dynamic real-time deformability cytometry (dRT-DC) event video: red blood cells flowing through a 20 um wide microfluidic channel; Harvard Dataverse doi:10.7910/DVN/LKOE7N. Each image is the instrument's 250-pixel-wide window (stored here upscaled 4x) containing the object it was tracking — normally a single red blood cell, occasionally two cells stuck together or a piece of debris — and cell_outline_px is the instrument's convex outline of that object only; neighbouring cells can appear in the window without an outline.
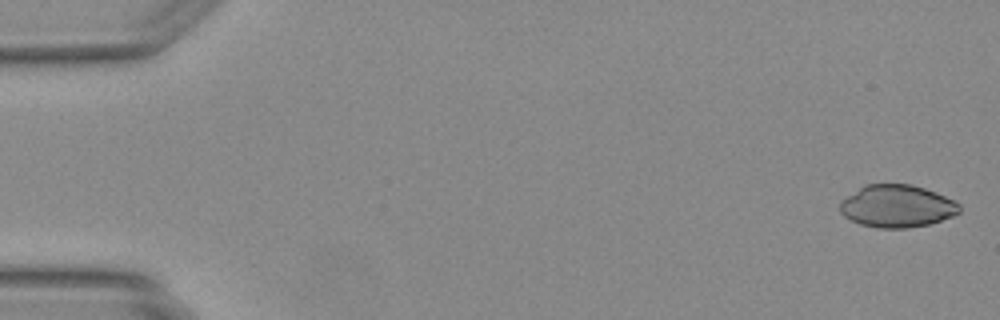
{"species": "Egyptian fruit bat (a non-hibernating species)", "species_latin": "Rousettus aegyptiacus", "temperature_condition": "warm", "stored_images_in_passage": 4, "camera_frame_rate_fps": 3000, "um_per_image_px": 0.085, "animal": {"sex": "female"}, "frame": {"image": 1, "passage_image": 1, "time_ms": 0.0, "image_size_px": [1000, 320], "cell_outline_px": [[960, 212], [952, 216], [928, 224], [908, 228], [880, 228], [860, 224], [844, 216], [840, 212], [840, 200], [864, 184], [912, 184], [936, 192], [960, 204]], "centroid_in_image_um": [76.21, 17.51], "position_along_channel_um": 8.8, "area_um2": 29.54}}